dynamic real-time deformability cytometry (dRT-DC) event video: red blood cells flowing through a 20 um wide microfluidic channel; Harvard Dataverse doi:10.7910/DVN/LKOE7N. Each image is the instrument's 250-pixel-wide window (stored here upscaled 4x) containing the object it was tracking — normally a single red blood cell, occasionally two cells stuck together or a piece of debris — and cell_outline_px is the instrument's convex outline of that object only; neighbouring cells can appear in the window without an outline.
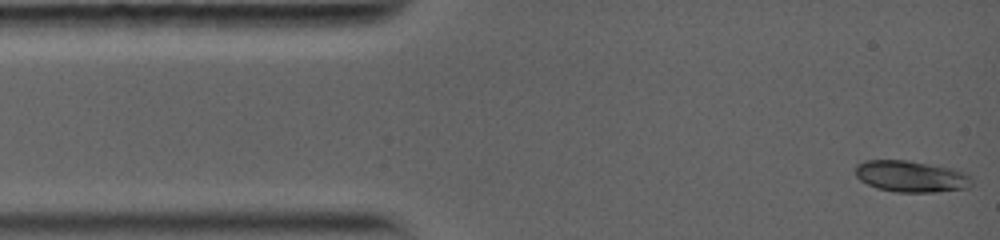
{"species": "common noctule bat (a hibernating species)", "species_latin": "Nyctalus noctula", "temperature_condition": "warm", "stored_images_in_passage": 7, "camera_frame_rate_fps": 5000, "um_per_image_px": 0.085, "animal": {"sex": "female", "body_mass_g": 19.0, "forearm_length_mm": 56.7}, "frame": {"image": 1, "passage_image": 1, "time_ms": 0.0, "image_size_px": [1000, 240], "cell_outline_px": [[972, 184], [968, 188], [936, 192], [896, 192], [876, 188], [860, 180], [856, 176], [856, 164], [864, 160], [904, 160], [952, 168], [972, 176]], "centroid_in_image_um": [77.44, 15.0], "position_along_channel_um": 7.6, "area_um2": 21.33}}
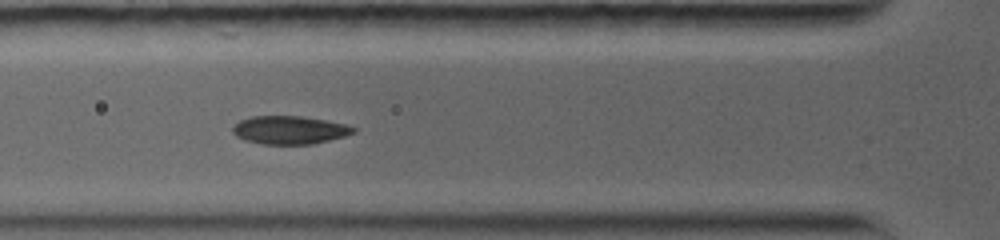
{"frame": {"image": 2, "passage_image": 6, "time_ms": 4.2, "image_size_px": [1000, 240], "cell_outline_px": [[356, 132], [344, 136], [312, 144], [264, 144], [244, 140], [236, 136], [232, 132], [232, 128], [240, 120], [252, 116], [300, 116], [324, 120], [344, 124], [356, 128]], "centroid_in_image_um": [24.59, 11.05], "position_along_channel_um": 101.2, "area_um2": 19.65}}
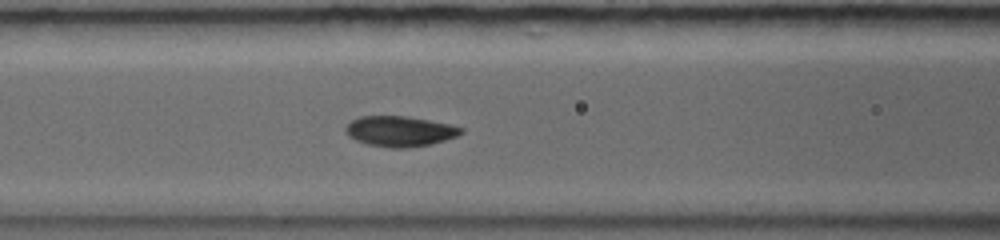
{"frame": {"image": 3, "passage_image": 7, "time_ms": 5.0, "image_size_px": [1000, 240], "cell_outline_px": [[464, 132], [456, 136], [444, 140], [428, 144], [408, 148], [392, 148], [368, 144], [356, 140], [348, 136], [344, 128], [352, 120], [360, 116], [408, 116], [448, 124], [464, 128]], "centroid_in_image_um": [33.97, 11.15], "position_along_channel_um": 132.6, "area_um2": 20.29}}